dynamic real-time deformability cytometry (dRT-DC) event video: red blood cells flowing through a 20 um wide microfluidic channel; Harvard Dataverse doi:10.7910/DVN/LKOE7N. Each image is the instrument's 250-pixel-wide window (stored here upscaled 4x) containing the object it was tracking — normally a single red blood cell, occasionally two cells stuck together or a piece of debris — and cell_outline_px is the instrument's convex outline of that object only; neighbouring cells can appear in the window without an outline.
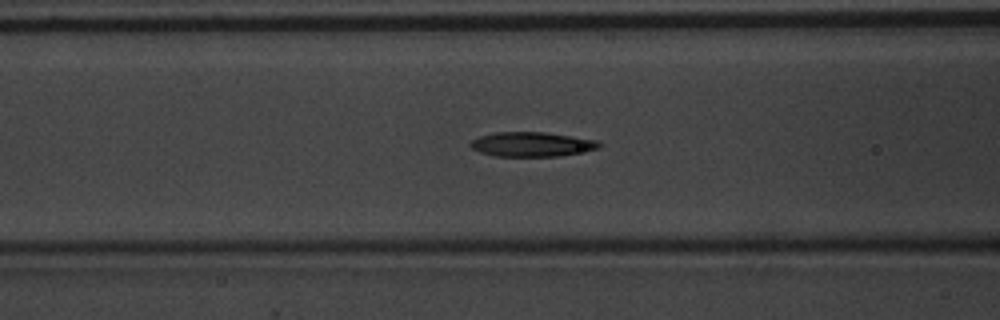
{"species": "common noctule bat (a hibernating species)", "species_latin": "Nyctalus noctula", "temperature_condition": "warm", "stored_images_in_passage": 36, "camera_frame_rate_fps": 3000, "um_per_image_px": 0.085, "animal": {"sex": "male", "body_mass_g": 20.1, "forearm_length_mm": 53.5}, "frame": {"image": 1, "passage_image": 5, "time_ms": 1.333, "image_size_px": [1000, 320], "cell_outline_px": [[604, 144], [600, 148], [560, 156], [496, 156], [480, 152], [472, 148], [468, 144], [472, 140], [480, 136], [496, 132], [544, 132], [600, 140]], "centroid_in_image_um": [45.25, 12.26], "position_along_channel_um": 121.3, "area_um2": 18.5}}
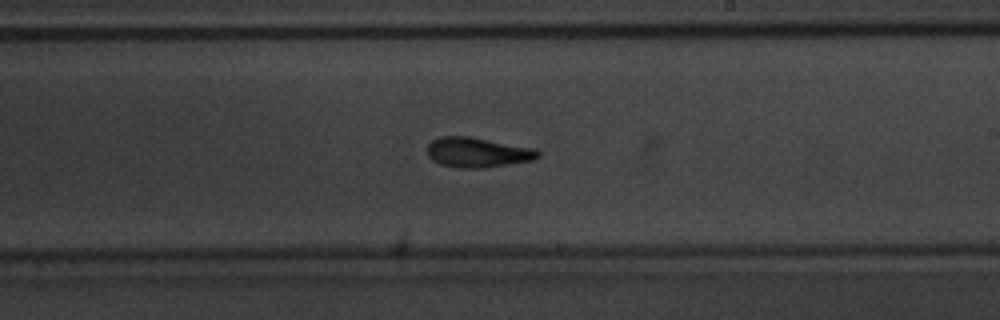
{"frame": {"image": 2, "passage_image": 15, "time_ms": 4.667, "image_size_px": [1000, 320], "cell_outline_px": [[540, 156], [536, 160], [480, 168], [464, 168], [440, 164], [432, 160], [428, 156], [428, 144], [432, 140], [440, 136], [468, 136], [536, 148], [540, 152]], "centroid_in_image_um": [40.62, 12.94], "position_along_channel_um": 248.4, "area_um2": 19.36}}
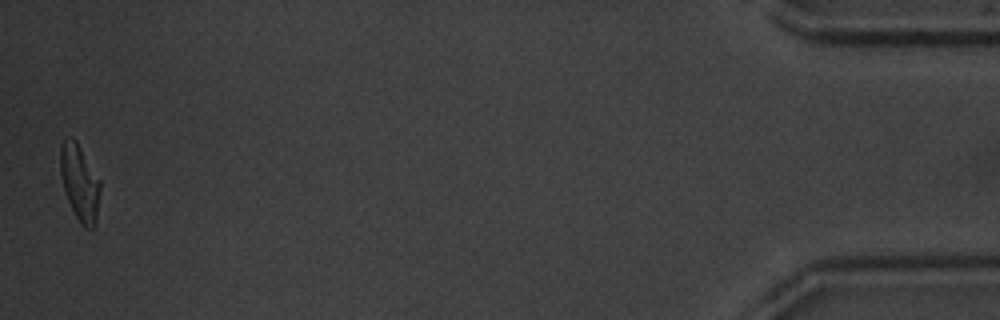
{"frame": {"image": 3, "passage_image": 36, "time_ms": 11.667, "image_size_px": [1000, 320], "cell_outline_px": [[100, 192], [96, 224], [92, 228], [84, 228], [80, 224], [68, 200], [60, 176], [60, 144], [64, 136], [72, 136], [76, 140], [100, 180]], "centroid_in_image_um": [6.76, 15.49], "position_along_channel_um": 428.4, "area_um2": 17.86}, "authors_computed_cell_mechanics": {"area_um2": 18.5827, "velocity_mm_per_s": 3.8086, "shape_relaxation_time_tau1_ms": 2.4978, "shape_relaxation_time_tau2_ms": 2.4103, "deformation_change_tau1": 0.1797, "deformation_change_tau2": 0.1228}}